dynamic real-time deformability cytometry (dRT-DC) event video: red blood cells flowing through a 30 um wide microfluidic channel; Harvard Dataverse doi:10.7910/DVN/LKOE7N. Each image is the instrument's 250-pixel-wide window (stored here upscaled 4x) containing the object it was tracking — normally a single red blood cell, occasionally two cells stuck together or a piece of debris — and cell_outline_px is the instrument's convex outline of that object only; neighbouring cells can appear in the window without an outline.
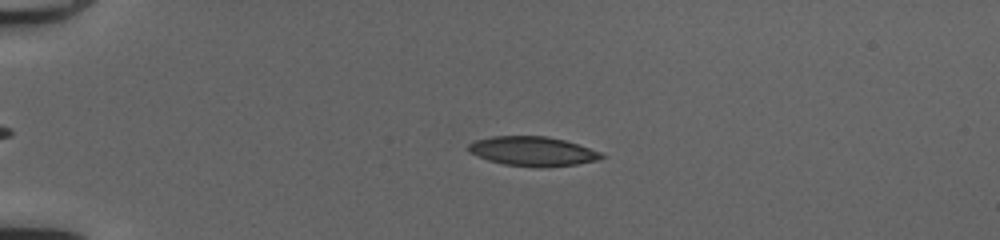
{"species": "common noctule bat (a hibernating species)", "species_latin": "Nyctalus noctula", "temperature_condition": "cold", "stored_images_in_passage": 51, "camera_frame_rate_fps": 3000, "um_per_image_px": 0.085, "animal": {"sex": "female", "body_mass_g": 20.0, "forearm_length_mm": 54.0}, "frame": {"image": 1, "passage_image": 13, "time_ms": 4.0, "image_size_px": [1000, 240], "cell_outline_px": [[604, 156], [600, 160], [576, 164], [540, 168], [536, 168], [504, 164], [488, 160], [476, 156], [468, 152], [468, 144], [476, 140], [492, 136], [548, 136], [564, 140], [600, 152]], "centroid_in_image_um": [45.24, 12.87], "position_along_channel_um": 39.8, "area_um2": 22.83}}
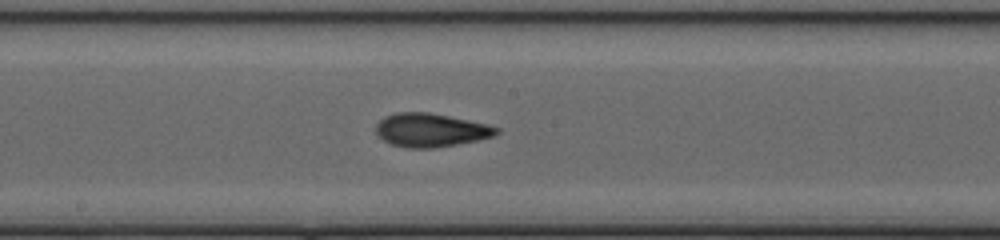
{"frame": {"image": 2, "passage_image": 29, "time_ms": 9.333, "image_size_px": [1000, 240], "cell_outline_px": [[500, 132], [496, 136], [456, 144], [432, 148], [408, 148], [392, 144], [384, 140], [376, 132], [376, 124], [384, 116], [396, 112], [428, 112], [488, 124], [500, 128]], "centroid_in_image_um": [36.63, 11.05], "position_along_channel_um": 211.6, "area_um2": 23.47}}
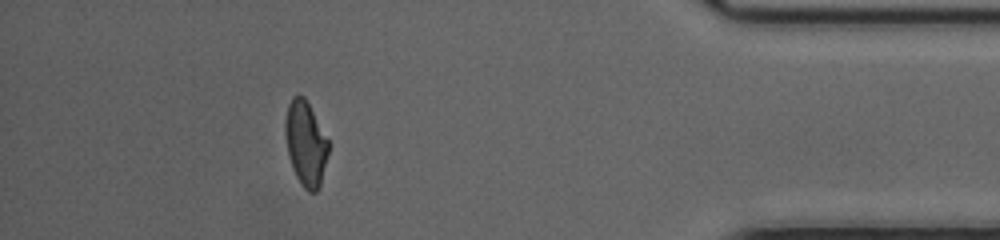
{"frame": {"image": 3, "passage_image": 46, "time_ms": 15.0, "image_size_px": [1000, 240], "cell_outline_px": [[328, 152], [320, 188], [316, 192], [308, 192], [300, 184], [292, 168], [288, 156], [284, 132], [284, 120], [288, 104], [292, 96], [304, 96], [328, 140]], "centroid_in_image_um": [25.95, 12.22], "position_along_channel_um": 409.2, "area_um2": 21.39}, "authors_computed_cell_mechanics": {"area_um2": 22.542, "velocity_mm_per_s": 4.1998, "shape_relaxation_time_tau1_ms": 5.656, "shape_relaxation_time_tau2_ms": 1.8074, "deformation_change_tau1": 0.2001, "deformation_change_tau2": 0.0662}}